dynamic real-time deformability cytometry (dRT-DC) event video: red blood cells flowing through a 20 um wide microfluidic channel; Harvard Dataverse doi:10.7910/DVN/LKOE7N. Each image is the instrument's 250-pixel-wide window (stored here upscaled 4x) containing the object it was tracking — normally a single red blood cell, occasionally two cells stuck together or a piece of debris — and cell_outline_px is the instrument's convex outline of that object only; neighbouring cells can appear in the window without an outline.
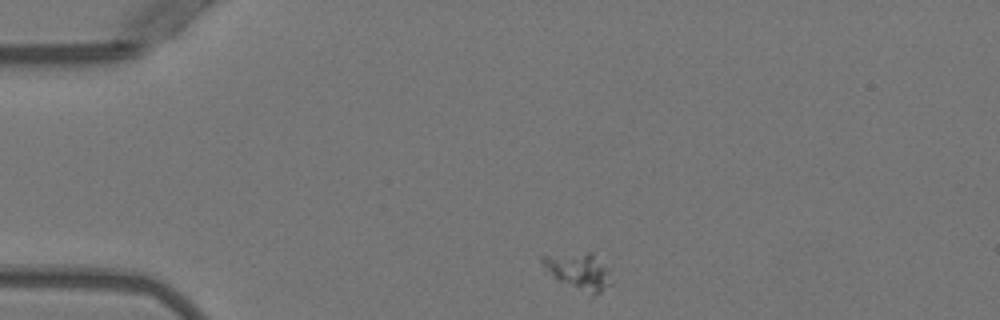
{"species": "Egyptian fruit bat (a non-hibernating species)", "species_latin": "Rousettus aegyptiacus", "temperature_condition": "warm", "stored_images_in_passage": 43, "camera_frame_rate_fps": 3000, "um_per_image_px": 0.085, "animal": {"sex": "female"}, "frame": {"image": 1, "passage_image": 1, "time_ms": 0.0, "image_size_px": [1000, 320], "cell_outline_px": [[612, 284], [600, 292], [592, 296], [556, 280], [540, 260], [540, 256], [588, 252], [592, 252], [612, 268]], "centroid_in_image_um": [49.3, 23.06], "position_along_channel_um": 35.7, "area_um2": 15.14}}
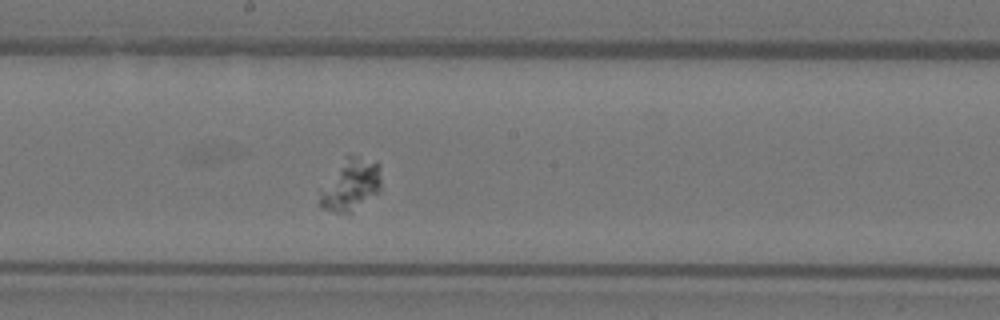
{"frame": {"image": 2, "passage_image": 19, "time_ms": 6.0, "image_size_px": [1000, 320], "cell_outline_px": [[380, 192], [352, 212], [332, 212], [324, 208], [320, 204], [320, 192], [348, 156], [352, 156], [376, 160], [380, 164]], "centroid_in_image_um": [29.89, 15.74], "position_along_channel_um": 218.3, "area_um2": 17.8}}
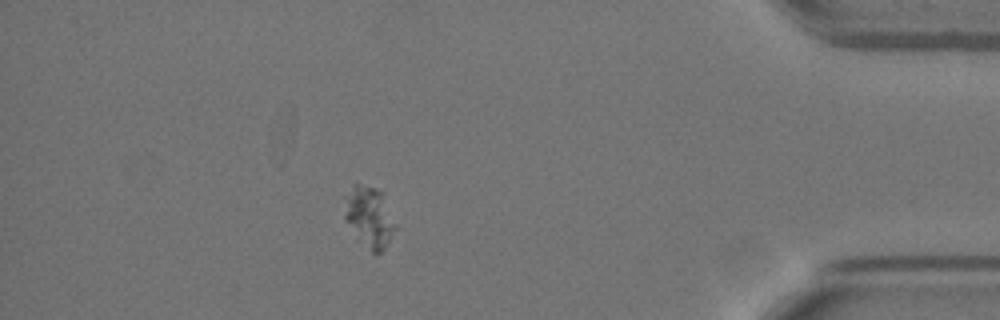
{"frame": {"image": 3, "passage_image": 37, "time_ms": 12.0, "image_size_px": [1000, 320], "cell_outline_px": [[396, 228], [384, 248], [380, 252], [372, 252], [356, 240], [344, 220], [344, 196], [352, 184], [356, 180], [376, 188], [384, 192], [396, 224]], "centroid_in_image_um": [31.34, 18.37], "position_along_channel_um": 403.9, "area_um2": 18.96}}